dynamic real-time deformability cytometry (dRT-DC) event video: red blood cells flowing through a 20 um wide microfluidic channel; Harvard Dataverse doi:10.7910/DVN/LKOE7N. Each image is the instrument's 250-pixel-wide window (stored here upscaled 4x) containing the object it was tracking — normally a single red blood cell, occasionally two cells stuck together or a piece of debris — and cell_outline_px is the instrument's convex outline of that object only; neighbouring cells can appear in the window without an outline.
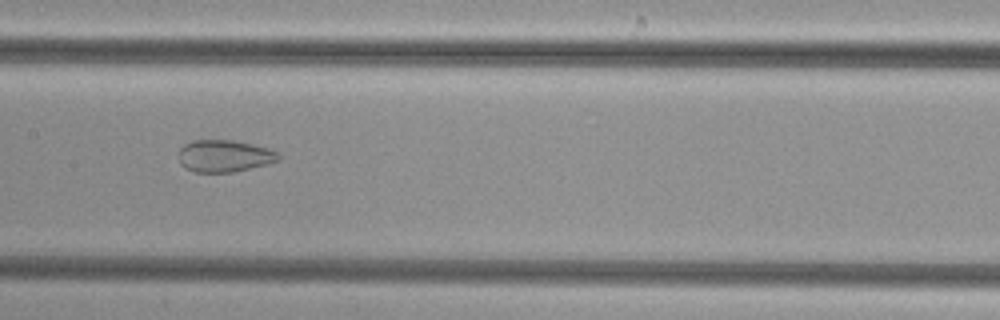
{"species": "common noctule bat (a hibernating species)", "species_latin": "Nyctalus noctula", "temperature_condition": "cold", "stored_images_in_passage": 39, "camera_frame_rate_fps": 3000, "um_per_image_px": 0.085, "animal": {"sex": "female", "body_mass_g": 29.2, "forearm_length_mm": 56.3}, "frame": {"image": 1, "passage_image": 14, "time_ms": 4.333, "image_size_px": [1000, 320], "cell_outline_px": [[280, 160], [232, 172], [196, 172], [180, 164], [180, 148], [184, 144], [192, 140], [232, 140], [252, 144], [268, 148], [280, 152]], "centroid_in_image_um": [19.08, 13.24], "position_along_channel_um": 188.3, "area_um2": 18.44}}
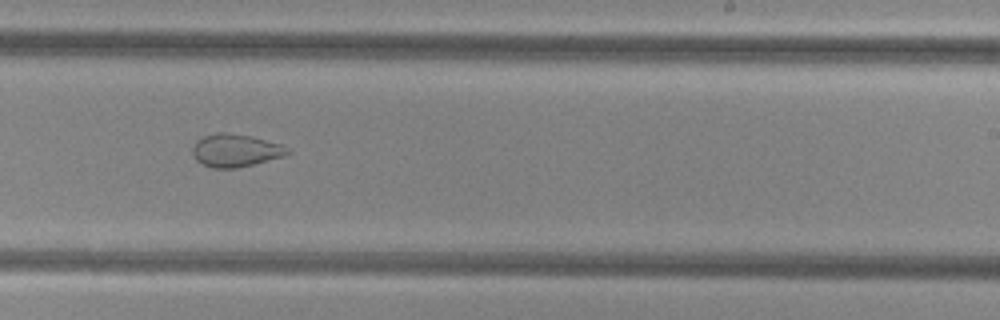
{"frame": {"image": 2, "passage_image": 20, "time_ms": 6.333, "image_size_px": [1000, 320], "cell_outline_px": [[292, 152], [284, 156], [236, 168], [212, 168], [196, 160], [192, 152], [192, 148], [196, 140], [204, 136], [216, 132], [224, 132], [252, 136], [280, 144], [292, 148]], "centroid_in_image_um": [20.03, 12.77], "position_along_channel_um": 269.0, "area_um2": 18.21}}
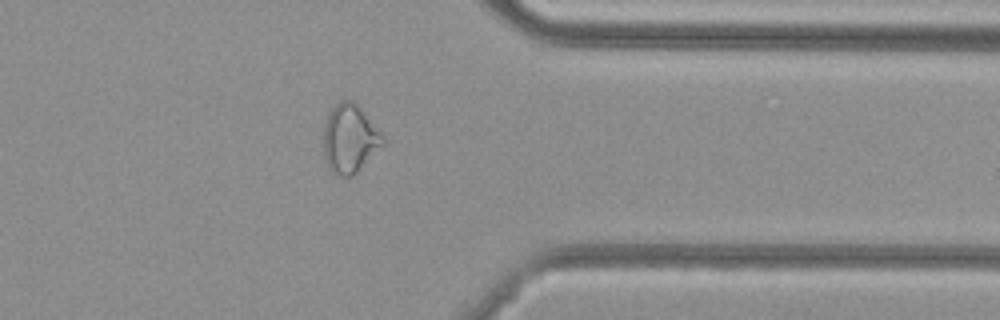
{"frame": {"image": 3, "passage_image": 29, "time_ms": 9.333, "image_size_px": [1000, 320], "cell_outline_px": [[388, 140], [352, 176], [336, 176], [328, 168], [324, 160], [324, 124], [332, 108], [340, 100], [352, 100], [364, 112]], "centroid_in_image_um": [29.73, 11.8], "position_along_channel_um": 381.7, "area_um2": 23.7}}